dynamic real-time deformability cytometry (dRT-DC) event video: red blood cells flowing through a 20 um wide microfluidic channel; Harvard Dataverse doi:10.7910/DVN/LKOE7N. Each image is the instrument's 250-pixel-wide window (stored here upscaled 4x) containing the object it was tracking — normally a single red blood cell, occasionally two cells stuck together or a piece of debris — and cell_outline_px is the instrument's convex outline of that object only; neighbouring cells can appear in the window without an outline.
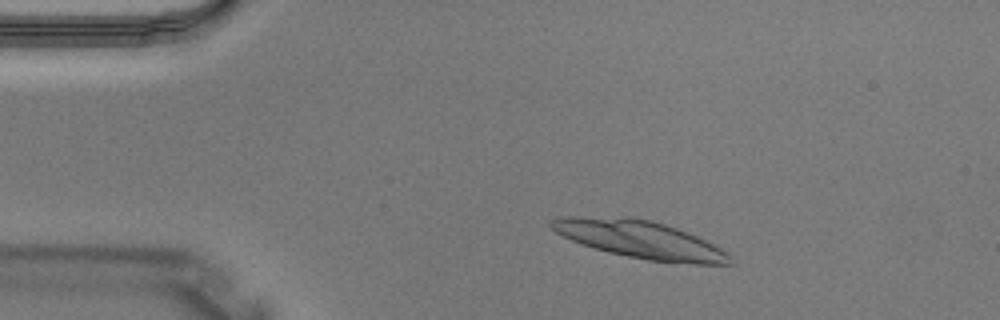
{"species": "Egyptian fruit bat (a non-hibernating species)", "species_latin": "Rousettus aegyptiacus", "temperature_condition": "warm", "stored_images_in_passage": 2, "camera_frame_rate_fps": 3000, "um_per_image_px": 0.085, "animal": {"sex": "male"}, "frame": {"image": 1, "passage_image": 1, "time_ms": 0.0, "image_size_px": [1000, 320], "cell_outline_px": [[732, 264], [692, 264], [648, 260], [608, 252], [572, 240], [556, 232], [548, 224], [548, 220], [560, 216], [576, 216], [652, 220], [676, 228], [716, 244], [732, 256]], "centroid_in_image_um": [54.44, 20.37], "position_along_channel_um": 30.6, "area_um2": 38.49}}